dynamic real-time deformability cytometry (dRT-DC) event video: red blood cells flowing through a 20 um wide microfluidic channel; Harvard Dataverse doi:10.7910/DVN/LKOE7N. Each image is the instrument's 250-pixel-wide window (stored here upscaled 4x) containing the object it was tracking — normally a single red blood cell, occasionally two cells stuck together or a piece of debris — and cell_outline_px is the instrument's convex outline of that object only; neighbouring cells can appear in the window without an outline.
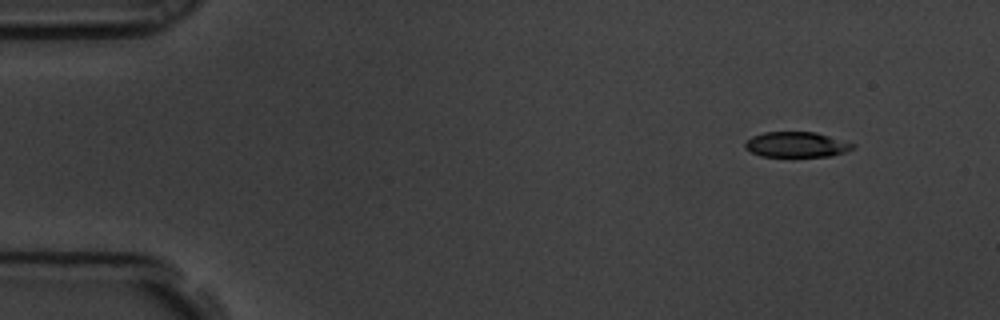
{"species": "common noctule bat (a hibernating species)", "species_latin": "Nyctalus noctula", "temperature_condition": "room temperature", "stored_images_in_passage": 4, "camera_frame_rate_fps": 3000, "um_per_image_px": 0.085, "animal": {"sex": "male", "body_mass_g": 19.5, "forearm_length_mm": 54.6}, "frame": {"image": 1, "passage_image": 1, "time_ms": 0.0, "image_size_px": [1000, 320], "cell_outline_px": [[856, 144], [852, 148], [844, 152], [832, 156], [760, 156], [744, 148], [744, 144], [752, 136], [764, 132], [816, 132]], "centroid_in_image_um": [67.69, 12.28], "position_along_channel_um": 17.3, "area_um2": 15.78}}
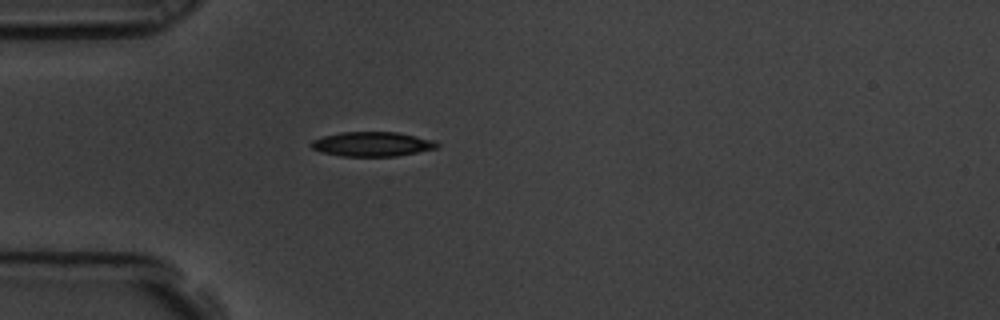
{"frame": {"image": 2, "passage_image": 4, "time_ms": 1.0, "image_size_px": [1000, 320], "cell_outline_px": [[440, 144], [436, 148], [396, 156], [340, 156], [320, 152], [312, 148], [308, 144], [312, 140], [324, 136], [340, 132], [396, 132], [436, 140]], "centroid_in_image_um": [31.61, 12.24], "position_along_channel_um": 53.4, "area_um2": 18.03}}